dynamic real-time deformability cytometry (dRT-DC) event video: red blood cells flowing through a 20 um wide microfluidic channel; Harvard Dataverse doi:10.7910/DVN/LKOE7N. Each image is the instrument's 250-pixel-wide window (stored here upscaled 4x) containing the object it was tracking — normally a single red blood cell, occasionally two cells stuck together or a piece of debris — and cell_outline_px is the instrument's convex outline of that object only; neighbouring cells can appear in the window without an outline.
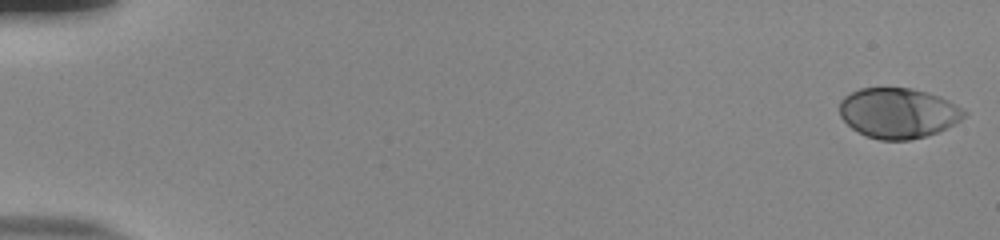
{"species": "human", "species_latin": "Homo sapiens", "temperature_condition": "room temperature", "stored_images_in_passage": 54, "camera_frame_rate_fps": 3000, "um_per_image_px": 0.085, "donor": {"sex": "male"}, "frame": {"image": 1, "passage_image": 1, "time_ms": 0.0, "image_size_px": [1000, 240], "cell_outline_px": [[968, 112], [960, 120], [936, 132], [924, 136], [908, 140], [880, 140], [864, 136], [852, 128], [840, 116], [840, 100], [844, 96], [860, 88], [912, 88], [940, 96], [948, 100]], "centroid_in_image_um": [76.31, 9.6], "position_along_channel_um": 8.7, "area_um2": 36.3}}
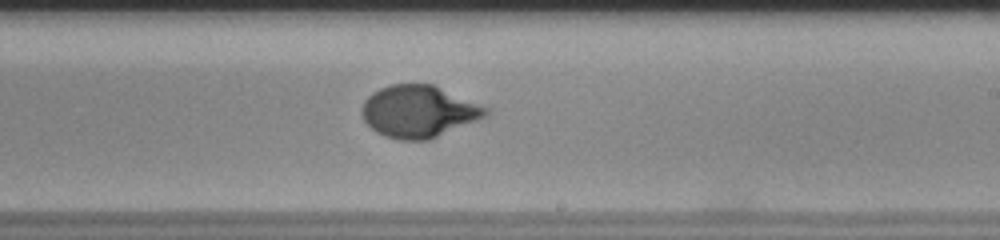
{"frame": {"image": 2, "passage_image": 34, "time_ms": 11.0, "image_size_px": [1000, 240], "cell_outline_px": [[492, 112], [488, 116], [428, 140], [400, 140], [384, 136], [376, 132], [364, 120], [360, 112], [364, 100], [372, 92], [380, 88], [392, 84], [432, 84], [492, 108]], "centroid_in_image_um": [35.62, 9.47], "position_along_channel_um": 253.4, "area_um2": 37.92}}
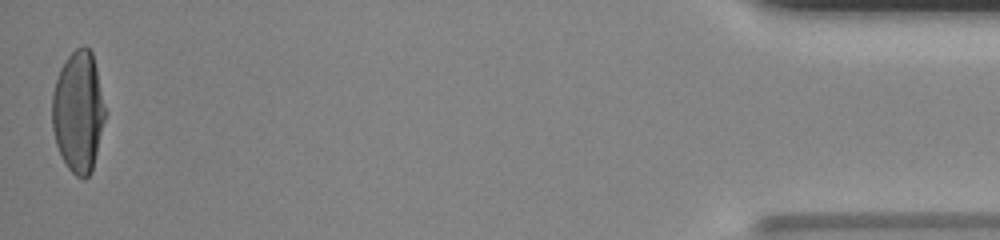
{"frame": {"image": 3, "passage_image": 54, "time_ms": 17.667, "image_size_px": [1000, 240], "cell_outline_px": [[108, 112], [92, 172], [84, 180], [76, 176], [68, 168], [56, 144], [52, 128], [52, 92], [60, 68], [68, 56], [76, 48], [84, 44], [92, 52]], "centroid_in_image_um": [6.69, 9.5], "position_along_channel_um": 428.5, "area_um2": 38.15}, "authors_computed_cell_mechanics": {"area_um2": 36.9631, "velocity_mm_per_s": 3.8404, "shape_relaxation_time_tau1_ms": 6.0818, "shape_relaxation_time_tau2_ms": null, "deformation_change_tau1": 0.2782, "deformation_change_tau2": null}}